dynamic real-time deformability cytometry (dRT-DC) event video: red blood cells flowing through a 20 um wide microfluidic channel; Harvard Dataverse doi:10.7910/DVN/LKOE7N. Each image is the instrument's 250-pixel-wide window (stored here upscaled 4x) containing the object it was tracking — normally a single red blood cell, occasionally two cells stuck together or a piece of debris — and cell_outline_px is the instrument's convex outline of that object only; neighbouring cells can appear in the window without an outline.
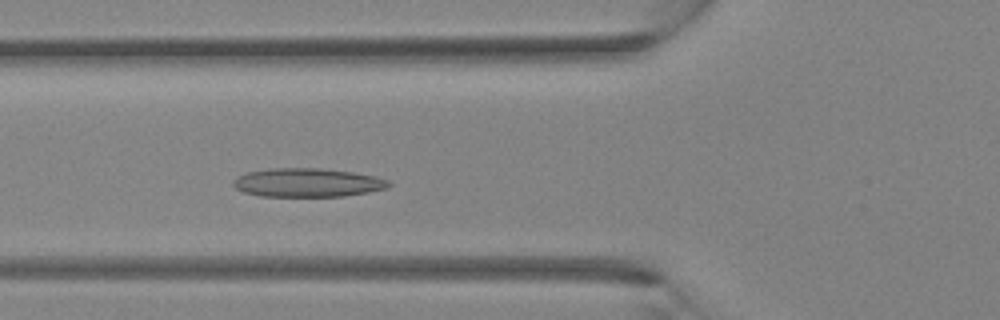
{"species": "Egyptian fruit bat (a non-hibernating species)", "species_latin": "Rousettus aegyptiacus", "temperature_condition": "room temperature", "stored_images_in_passage": 34, "camera_frame_rate_fps": 3000, "um_per_image_px": 0.085, "animal": {"sex": "female"}, "frame": {"image": 1, "passage_image": 10, "time_ms": 3.0, "image_size_px": [1000, 320], "cell_outline_px": [[392, 184], [388, 188], [368, 192], [344, 196], [260, 196], [244, 192], [236, 188], [232, 184], [232, 180], [244, 172], [268, 168], [320, 168], [352, 172], [376, 176], [388, 180]], "centroid_in_image_um": [26.12, 15.51], "position_along_channel_um": 99.7, "area_um2": 26.18}}
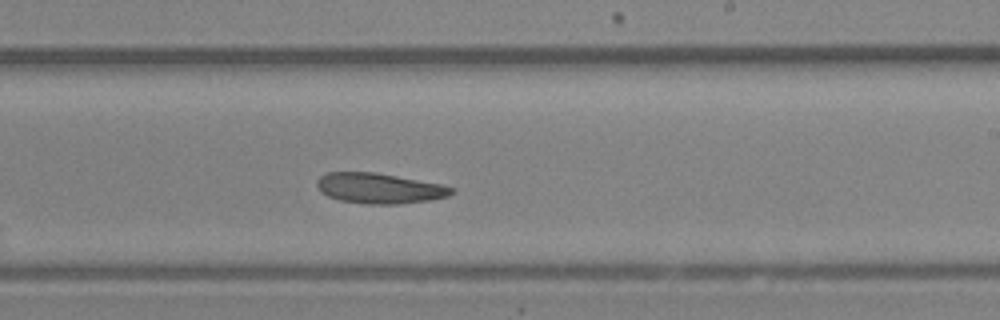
{"frame": {"image": 2, "passage_image": 19, "time_ms": 6.0, "image_size_px": [1000, 320], "cell_outline_px": [[456, 192], [448, 196], [432, 200], [400, 204], [368, 204], [340, 200], [328, 196], [320, 192], [316, 184], [316, 180], [320, 176], [328, 172], [376, 172], [444, 184], [456, 188]], "centroid_in_image_um": [32.3, 16.0], "position_along_channel_um": 256.7, "area_um2": 24.22}}
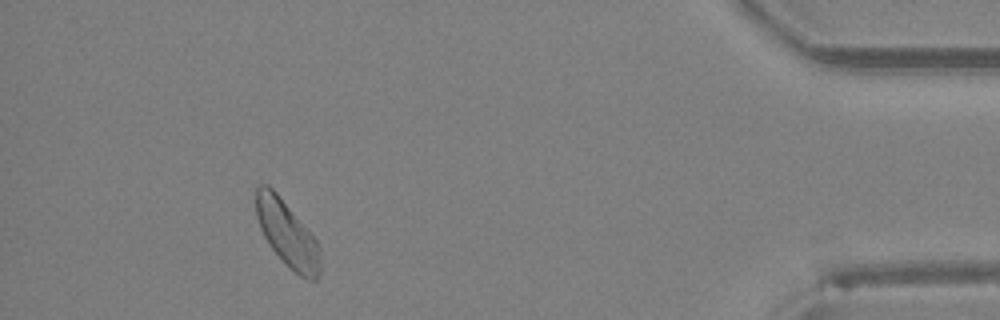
{"frame": {"image": 3, "passage_image": 31, "time_ms": 10.0, "image_size_px": [1000, 320], "cell_outline_px": [[320, 272], [316, 280], [308, 280], [300, 276], [268, 244], [260, 228], [256, 216], [256, 188], [260, 184], [268, 184], [276, 192], [316, 240], [320, 248]], "centroid_in_image_um": [24.4, 19.86], "position_along_channel_um": 410.8, "area_um2": 24.04}}